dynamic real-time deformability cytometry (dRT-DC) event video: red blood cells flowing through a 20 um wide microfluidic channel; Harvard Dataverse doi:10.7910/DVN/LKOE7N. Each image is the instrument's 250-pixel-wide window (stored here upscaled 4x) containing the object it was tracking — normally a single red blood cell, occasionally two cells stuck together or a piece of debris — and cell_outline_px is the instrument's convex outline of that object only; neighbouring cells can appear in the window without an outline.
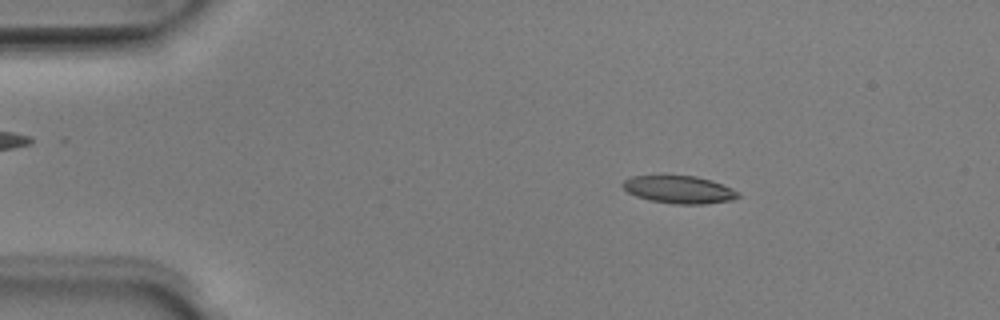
{"species": "Egyptian fruit bat (a non-hibernating species)", "species_latin": "Rousettus aegyptiacus", "temperature_condition": "room temperature", "stored_images_in_passage": 50, "camera_frame_rate_fps": 3000, "um_per_image_px": 0.085, "animal": {"sex": "male"}, "frame": {"image": 1, "passage_image": 8, "time_ms": 2.333, "image_size_px": [1000, 320], "cell_outline_px": [[736, 196], [724, 200], [656, 200], [640, 196], [624, 188], [624, 184], [628, 180], [640, 176], [688, 176], [708, 180], [720, 184], [728, 188]], "centroid_in_image_um": [57.6, 16.02], "position_along_channel_um": 27.4, "area_um2": 15.43}}
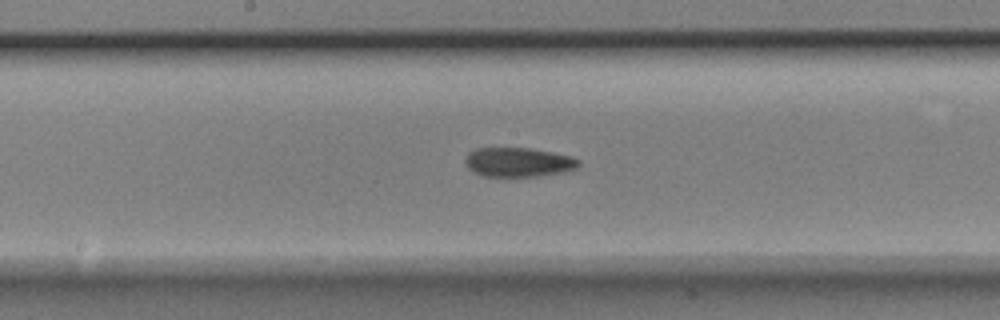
{"frame": {"image": 2, "passage_image": 26, "time_ms": 8.333, "image_size_px": [1000, 320], "cell_outline_px": [[576, 164], [568, 168], [544, 172], [516, 176], [500, 176], [480, 172], [472, 168], [468, 164], [468, 156], [472, 152], [484, 148], [520, 148], [564, 156], [576, 160]], "centroid_in_image_um": [43.91, 13.74], "position_along_channel_um": 204.3, "area_um2": 16.42}}
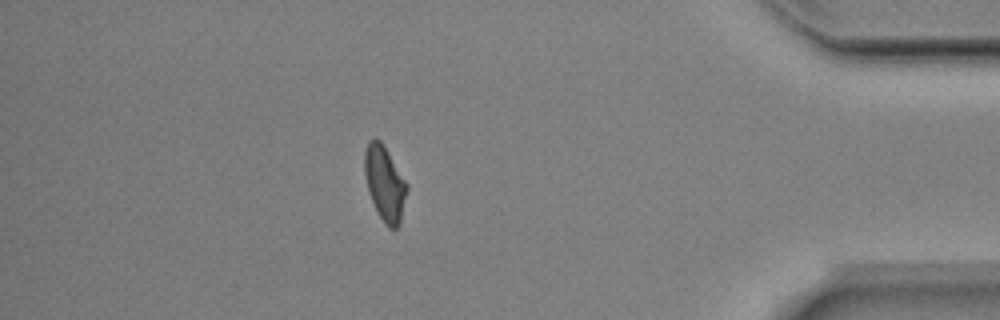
{"frame": {"image": 3, "passage_image": 44, "time_ms": 14.333, "image_size_px": [1000, 320], "cell_outline_px": [[404, 192], [400, 216], [396, 228], [392, 228], [380, 216], [372, 200], [368, 188], [364, 164], [364, 160], [368, 144], [372, 140], [376, 140], [384, 148], [404, 184]], "centroid_in_image_um": [32.63, 15.6], "position_along_channel_um": 402.6, "area_um2": 16.01}, "authors_computed_cell_mechanics": {"area_um2": 16.0106, "velocity_mm_per_s": 3.9885, "shape_relaxation_time_tau1_ms": null, "shape_relaxation_time_tau2_ms": 4.4579, "deformation_change_tau1": null, "deformation_change_tau2": 0.1257}}